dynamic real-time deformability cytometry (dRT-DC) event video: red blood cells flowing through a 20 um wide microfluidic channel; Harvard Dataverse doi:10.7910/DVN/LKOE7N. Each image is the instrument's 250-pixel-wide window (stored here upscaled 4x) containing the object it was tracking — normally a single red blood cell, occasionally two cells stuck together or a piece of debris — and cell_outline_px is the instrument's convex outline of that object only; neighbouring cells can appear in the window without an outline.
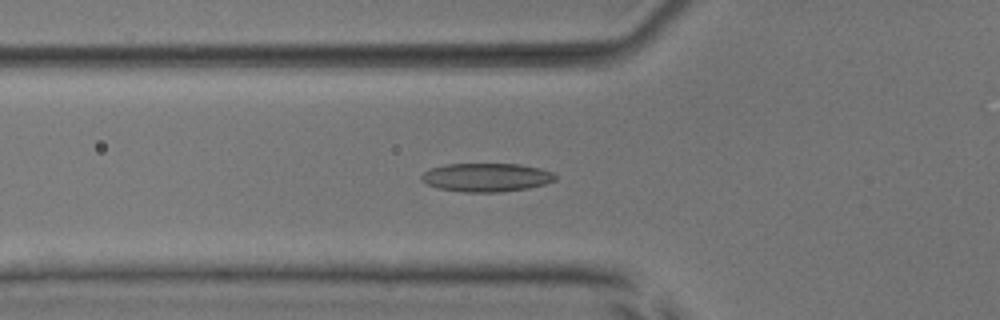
{"species": "common noctule bat (a hibernating species)", "species_latin": "Nyctalus noctula", "temperature_condition": "room temperature", "stored_images_in_passage": 37, "camera_frame_rate_fps": 3000, "um_per_image_px": 0.085, "animal": {"sex": "male", "body_mass_g": 17.9, "forearm_length_mm": 54.2}, "frame": {"image": 1, "passage_image": 8, "time_ms": 2.333, "image_size_px": [1000, 320], "cell_outline_px": [[556, 180], [544, 184], [528, 188], [500, 192], [464, 192], [440, 188], [428, 184], [420, 180], [420, 176], [424, 172], [432, 168], [448, 164], [520, 164], [540, 168], [552, 172], [556, 176]], "centroid_in_image_um": [41.36, 15.07], "position_along_channel_um": 84.4, "area_um2": 22.14}}
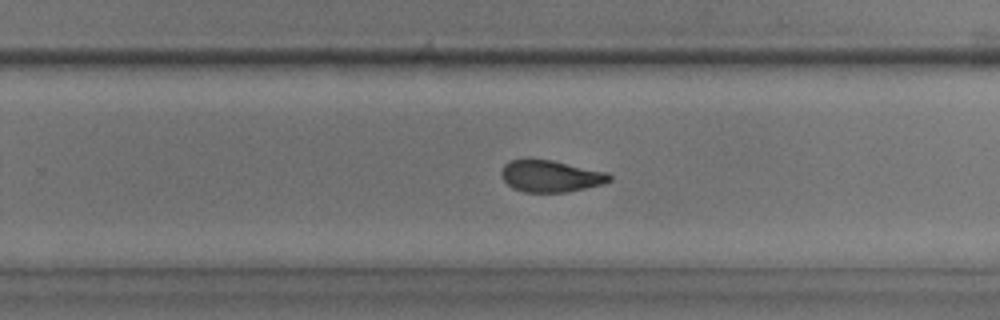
{"frame": {"image": 2, "passage_image": 23, "time_ms": 7.333, "image_size_px": [1000, 320], "cell_outline_px": [[612, 180], [604, 184], [568, 192], [524, 192], [512, 188], [500, 176], [500, 172], [504, 164], [508, 160], [528, 156], [552, 160], [608, 172], [612, 176]], "centroid_in_image_um": [46.77, 14.93], "position_along_channel_um": 283.0, "area_um2": 20.75}}
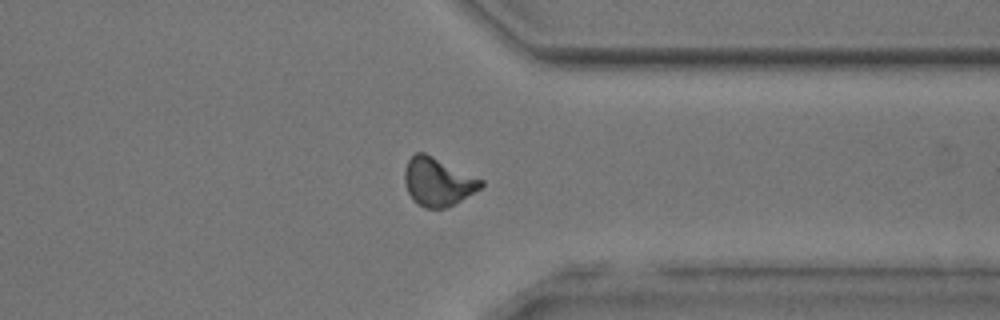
{"frame": {"image": 3, "passage_image": 30, "time_ms": 9.667, "image_size_px": [1000, 320], "cell_outline_px": [[484, 184], [480, 188], [460, 200], [444, 208], [424, 208], [416, 204], [412, 200], [408, 192], [404, 180], [404, 168], [408, 160], [416, 152], [424, 152], [484, 180]], "centroid_in_image_um": [37.18, 15.45], "position_along_channel_um": 374.2, "area_um2": 21.33}}